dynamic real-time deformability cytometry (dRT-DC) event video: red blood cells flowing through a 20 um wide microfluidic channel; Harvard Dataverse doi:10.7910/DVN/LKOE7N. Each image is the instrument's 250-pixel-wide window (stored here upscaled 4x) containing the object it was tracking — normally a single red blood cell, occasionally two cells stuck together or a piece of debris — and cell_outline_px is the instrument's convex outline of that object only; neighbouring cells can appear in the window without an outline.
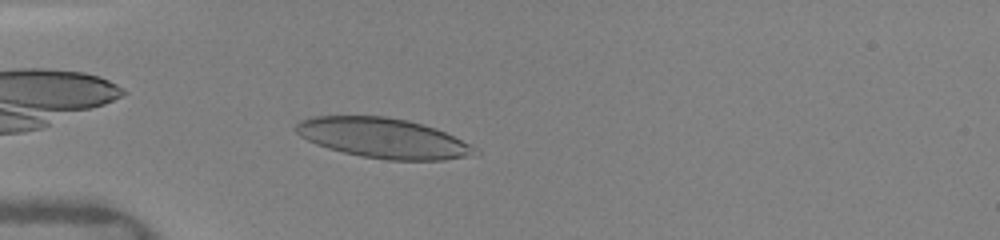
{"species": "human", "species_latin": "Homo sapiens", "temperature_condition": "warm", "stored_images_in_passage": 6, "camera_frame_rate_fps": 3000, "um_per_image_px": 0.085, "donor": {"sex": "female"}, "frame": {"image": 1, "passage_image": 3, "time_ms": 0.667, "image_size_px": [1000, 240], "cell_outline_px": [[480, 152], [476, 156], [444, 160], [388, 160], [360, 156], [328, 148], [316, 144], [300, 136], [292, 128], [300, 120], [312, 116], [388, 116], [408, 120], [424, 124], [436, 128], [480, 148]], "centroid_in_image_um": [32.62, 11.74], "position_along_channel_um": 52.4, "area_um2": 42.25}}
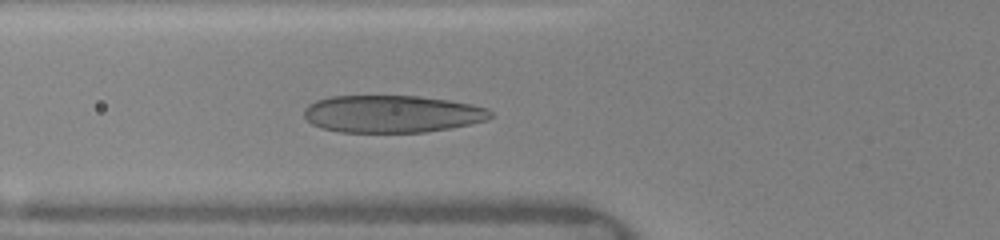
{"frame": {"image": 2, "passage_image": 6, "time_ms": 2.0, "image_size_px": [1000, 240], "cell_outline_px": [[492, 116], [488, 120], [472, 124], [424, 132], [340, 132], [320, 128], [312, 124], [304, 116], [304, 108], [308, 104], [316, 100], [328, 96], [420, 96], [448, 100], [472, 104], [488, 108], [492, 112]], "centroid_in_image_um": [33.32, 9.68], "position_along_channel_um": 92.5, "area_um2": 40.81}}